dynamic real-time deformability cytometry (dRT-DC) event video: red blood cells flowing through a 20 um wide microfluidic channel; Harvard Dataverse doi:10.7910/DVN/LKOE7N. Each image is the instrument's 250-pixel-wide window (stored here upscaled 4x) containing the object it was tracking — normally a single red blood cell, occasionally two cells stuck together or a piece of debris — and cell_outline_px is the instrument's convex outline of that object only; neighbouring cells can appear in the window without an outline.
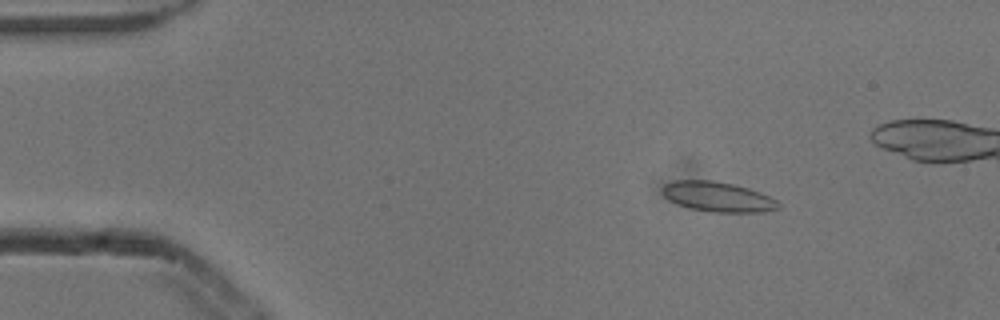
{"species": "common noctule bat (a hibernating species)", "species_latin": "Nyctalus noctula", "temperature_condition": "cold", "stored_images_in_passage": 6, "camera_frame_rate_fps": 3000, "um_per_image_px": 0.085, "animal": {"sex": "male", "body_mass_g": 13.3}, "frame": {"image": 1, "passage_image": 3, "time_ms": 0.667, "image_size_px": [1000, 320], "cell_outline_px": [[780, 208], [764, 212], [712, 212], [688, 208], [676, 204], [668, 200], [664, 196], [664, 184], [676, 180], [712, 180], [732, 184], [748, 188], [760, 192], [776, 200], [780, 204]], "centroid_in_image_um": [61.01, 16.73], "position_along_channel_um": 24.0, "area_um2": 20.23}}